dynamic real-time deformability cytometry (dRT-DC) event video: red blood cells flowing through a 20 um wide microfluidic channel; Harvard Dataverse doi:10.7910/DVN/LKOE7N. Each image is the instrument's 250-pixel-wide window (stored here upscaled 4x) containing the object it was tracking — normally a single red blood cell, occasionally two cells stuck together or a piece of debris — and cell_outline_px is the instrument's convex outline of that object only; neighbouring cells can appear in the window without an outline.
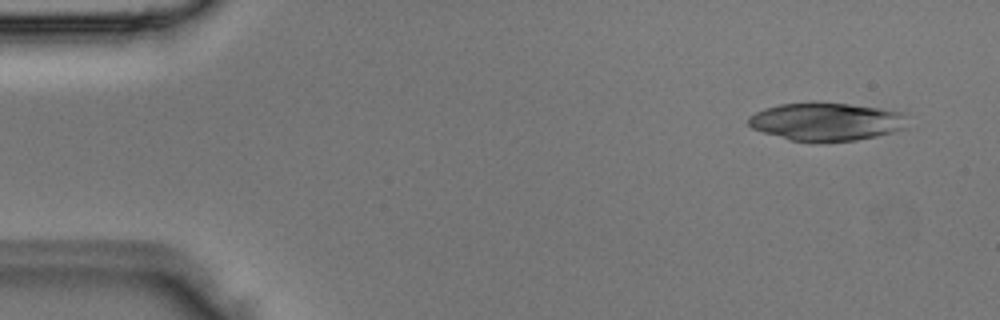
{"species": "Egyptian fruit bat (a non-hibernating species)", "species_latin": "Rousettus aegyptiacus", "temperature_condition": "room temperature", "stored_images_in_passage": 3, "camera_frame_rate_fps": 3000, "um_per_image_px": 0.085, "animal": {"sex": "male"}, "frame": {"image": 1, "passage_image": 1, "time_ms": 0.0, "image_size_px": [1000, 320], "cell_outline_px": [[908, 128], [876, 136], [856, 140], [788, 140], [752, 128], [748, 124], [748, 116], [764, 108], [780, 104], [812, 100], [848, 104], [880, 108], [900, 112]], "centroid_in_image_um": [70.18, 10.3], "position_along_channel_um": 14.8, "area_um2": 35.08}}